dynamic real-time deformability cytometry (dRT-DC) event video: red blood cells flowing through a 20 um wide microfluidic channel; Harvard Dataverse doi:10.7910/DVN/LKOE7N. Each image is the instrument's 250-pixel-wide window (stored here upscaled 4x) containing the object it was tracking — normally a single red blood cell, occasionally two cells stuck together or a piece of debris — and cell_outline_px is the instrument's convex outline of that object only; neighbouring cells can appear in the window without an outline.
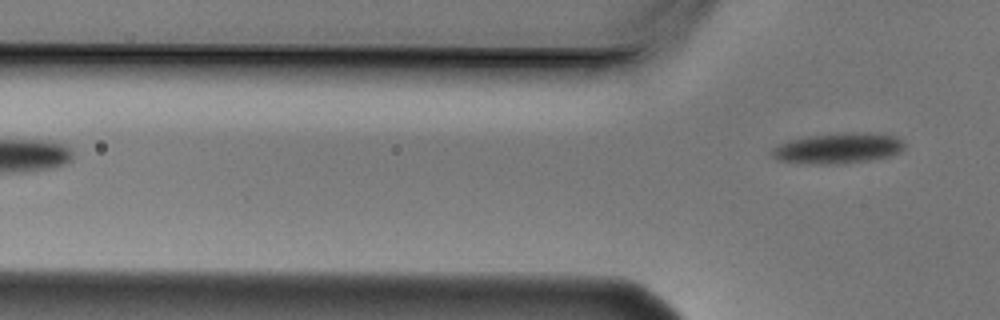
{"species": "Egyptian fruit bat (a non-hibernating species)", "species_latin": "Rousettus aegyptiacus", "temperature_condition": "cold", "stored_images_in_passage": 3, "camera_frame_rate_fps": 3000, "um_per_image_px": 0.085, "animal": {"sex": "male"}, "frame": {"image": 1, "passage_image": 3, "time_ms": 0.667, "image_size_px": [1000, 320], "cell_outline_px": [[904, 148], [900, 152], [888, 156], [868, 160], [844, 164], [808, 164], [776, 160], [772, 156], [772, 148], [788, 140], [808, 136], [844, 132], [868, 132], [896, 136], [904, 140]], "centroid_in_image_um": [71.24, 12.6], "position_along_channel_um": 54.6, "area_um2": 23.87}}